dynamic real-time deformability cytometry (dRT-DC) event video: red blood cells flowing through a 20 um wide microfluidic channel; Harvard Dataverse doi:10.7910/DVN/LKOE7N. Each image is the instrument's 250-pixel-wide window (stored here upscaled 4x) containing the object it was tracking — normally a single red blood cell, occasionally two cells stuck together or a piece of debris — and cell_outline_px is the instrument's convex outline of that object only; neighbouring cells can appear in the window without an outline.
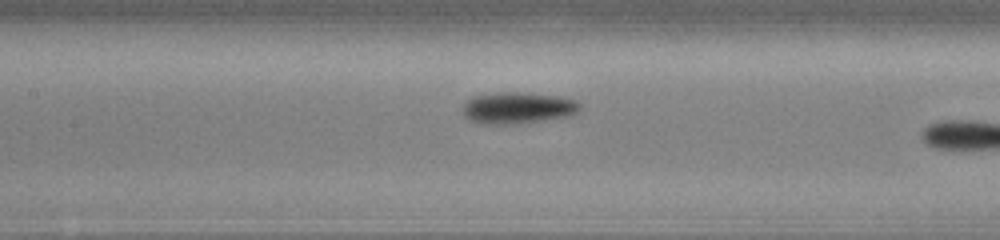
{"species": "common noctule bat (a hibernating species)", "species_latin": "Nyctalus noctula", "temperature_condition": "cold", "stored_images_in_passage": 28, "segment_of_instrument_passage": [2, 2], "camera_frame_rate_fps": 3000, "um_per_image_px": 0.085, "animal": {"sex": "male", "body_mass_g": 13.0, "forearm_length_mm": 53.1}, "frame": {"image": 1, "passage_image": 28, "time_ms": 9.0, "image_size_px": [1000, 240], "cell_outline_px": [[580, 108], [576, 112], [568, 116], [504, 124], [488, 124], [472, 120], [464, 116], [460, 112], [460, 108], [472, 96], [500, 92], [520, 92], [556, 96], [576, 100], [580, 104]], "centroid_in_image_um": [43.94, 9.14], "position_along_channel_um": 163.5, "area_um2": 21.1}}